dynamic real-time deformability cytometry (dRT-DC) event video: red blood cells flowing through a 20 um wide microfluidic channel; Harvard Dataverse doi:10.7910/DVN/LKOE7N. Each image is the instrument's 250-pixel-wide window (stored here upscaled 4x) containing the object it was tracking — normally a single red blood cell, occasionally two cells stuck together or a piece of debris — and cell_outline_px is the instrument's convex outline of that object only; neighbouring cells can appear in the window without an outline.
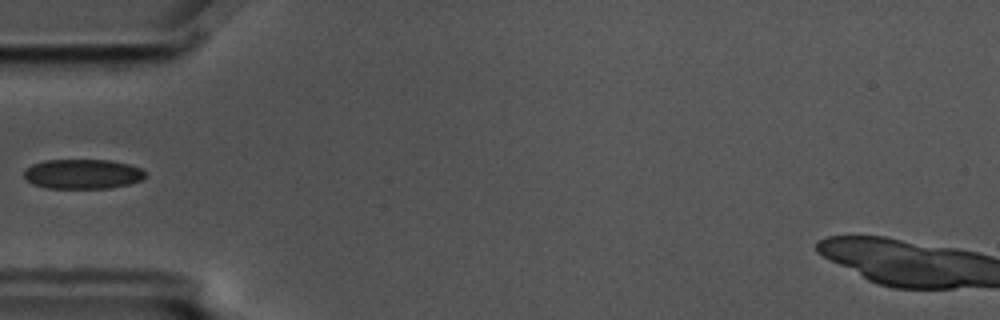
{"species": "common noctule bat (a hibernating species)", "species_latin": "Nyctalus noctula", "temperature_condition": "cold", "stored_images_in_passage": 6, "camera_frame_rate_fps": 3000, "um_per_image_px": 0.085, "animal": {"sex": "male", "body_mass_g": 17.5, "forearm_length_mm": 52.3}, "frame": {"image": 1, "passage_image": 5, "time_ms": 1.333, "image_size_px": [1000, 320], "cell_outline_px": [[144, 180], [128, 184], [108, 188], [48, 188], [32, 184], [24, 180], [24, 168], [32, 164], [44, 160], [108, 160], [128, 164], [140, 168], [144, 172]], "centroid_in_image_um": [6.97, 14.79], "position_along_channel_um": 78.0, "area_um2": 21.1}}